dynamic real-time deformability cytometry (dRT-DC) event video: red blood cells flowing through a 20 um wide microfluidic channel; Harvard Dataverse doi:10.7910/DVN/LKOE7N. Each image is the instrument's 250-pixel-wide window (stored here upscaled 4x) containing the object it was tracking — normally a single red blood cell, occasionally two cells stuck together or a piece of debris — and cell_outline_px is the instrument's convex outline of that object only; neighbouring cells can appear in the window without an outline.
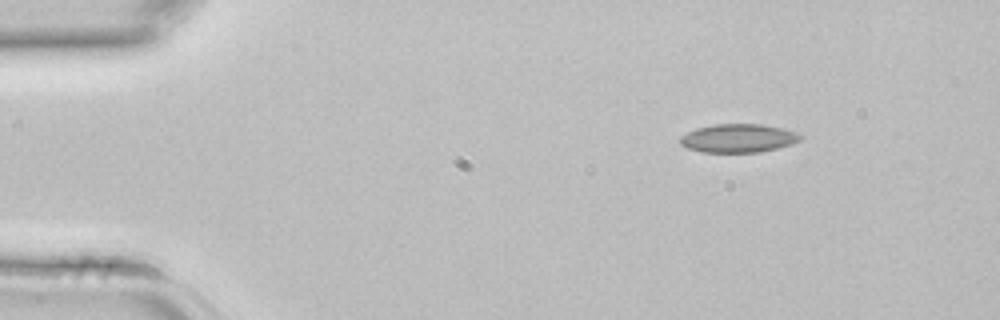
{"species": "common noctule bat (a hibernating species)", "species_latin": "Nyctalus noctula", "temperature_condition": "room temperature", "stored_images_in_passage": 3, "camera_frame_rate_fps": 3000, "um_per_image_px": 0.085, "animal": {"sex": "female", "body_mass_g": 22.7, "forearm_length_mm": 54.2}, "frame": {"image": 1, "passage_image": 1, "time_ms": 0.0, "image_size_px": [1000, 320], "cell_outline_px": [[804, 136], [800, 140], [792, 144], [760, 152], [700, 152], [688, 148], [680, 144], [680, 136], [696, 128], [712, 124], [764, 124], [784, 128], [796, 132]], "centroid_in_image_um": [62.77, 11.74], "position_along_channel_um": 22.2, "area_um2": 20.11}}
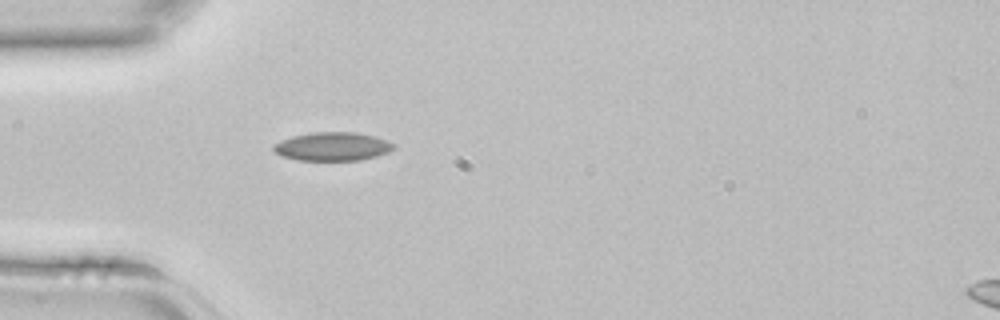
{"frame": {"image": 2, "passage_image": 3, "time_ms": 0.667, "image_size_px": [1000, 320], "cell_outline_px": [[396, 148], [388, 152], [376, 156], [360, 160], [296, 160], [280, 156], [272, 148], [272, 144], [280, 140], [292, 136], [312, 132], [356, 132], [372, 136], [396, 144]], "centroid_in_image_um": [28.22, 12.45], "position_along_channel_um": 56.8, "area_um2": 20.06}}